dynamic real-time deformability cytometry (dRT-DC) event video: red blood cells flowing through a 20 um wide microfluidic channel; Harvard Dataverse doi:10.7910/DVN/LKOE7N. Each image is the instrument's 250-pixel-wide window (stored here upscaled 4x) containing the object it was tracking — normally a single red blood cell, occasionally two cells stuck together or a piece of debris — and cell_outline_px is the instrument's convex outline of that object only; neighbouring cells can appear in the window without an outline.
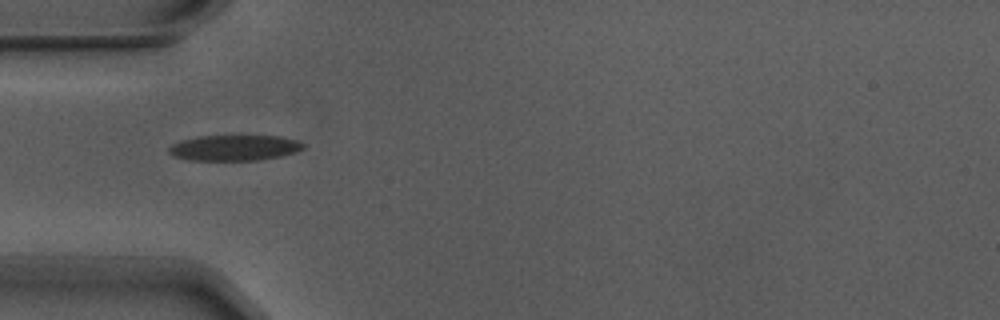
{"species": "Egyptian fruit bat (a non-hibernating species)", "species_latin": "Rousettus aegyptiacus", "temperature_condition": "warm", "stored_images_in_passage": 7, "camera_frame_rate_fps": 3000, "um_per_image_px": 0.085, "animal": {"sex": "male"}, "frame": {"image": 1, "passage_image": 3, "time_ms": 0.667, "image_size_px": [1000, 320], "cell_outline_px": [[304, 148], [296, 152], [280, 156], [256, 160], [188, 160], [176, 156], [168, 152], [168, 148], [172, 144], [180, 140], [200, 136], [240, 132], [280, 136], [296, 140], [304, 144]], "centroid_in_image_um": [19.94, 12.5], "position_along_channel_um": 65.1, "area_um2": 21.1}}
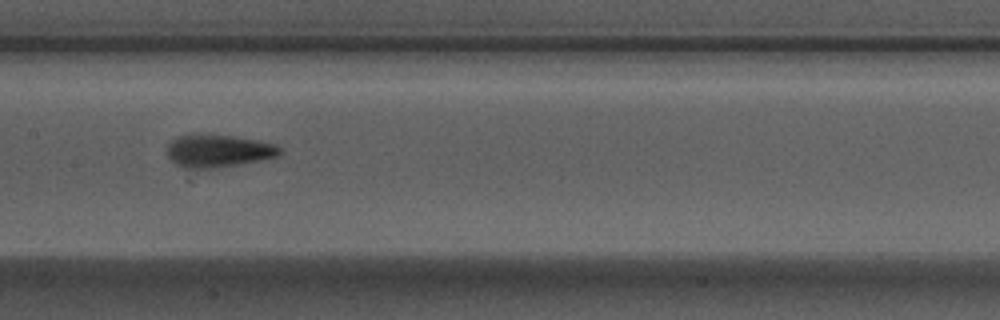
{"frame": {"image": 2, "passage_image": 6, "time_ms": 1.667, "image_size_px": [1000, 320], "cell_outline_px": [[284, 152], [276, 156], [260, 160], [212, 168], [192, 168], [176, 164], [168, 156], [168, 144], [176, 136], [228, 136], [256, 140], [272, 144], [280, 148]], "centroid_in_image_um": [18.56, 12.84], "position_along_channel_um": 188.8, "area_um2": 20.46}}
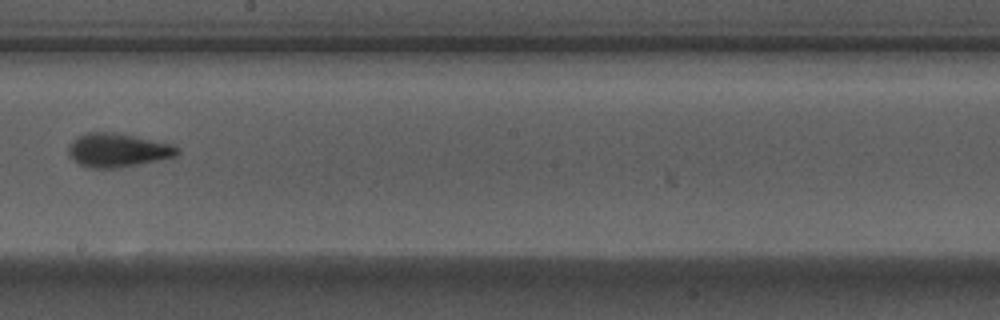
{"frame": {"image": 3, "passage_image": 7, "time_ms": 2.0, "image_size_px": [1000, 320], "cell_outline_px": [[180, 152], [176, 156], [136, 164], [112, 168], [92, 168], [80, 164], [68, 152], [68, 148], [72, 140], [88, 132], [112, 132], [136, 136], [172, 144], [180, 148]], "centroid_in_image_um": [10.03, 12.75], "position_along_channel_um": 238.2, "area_um2": 20.98}}